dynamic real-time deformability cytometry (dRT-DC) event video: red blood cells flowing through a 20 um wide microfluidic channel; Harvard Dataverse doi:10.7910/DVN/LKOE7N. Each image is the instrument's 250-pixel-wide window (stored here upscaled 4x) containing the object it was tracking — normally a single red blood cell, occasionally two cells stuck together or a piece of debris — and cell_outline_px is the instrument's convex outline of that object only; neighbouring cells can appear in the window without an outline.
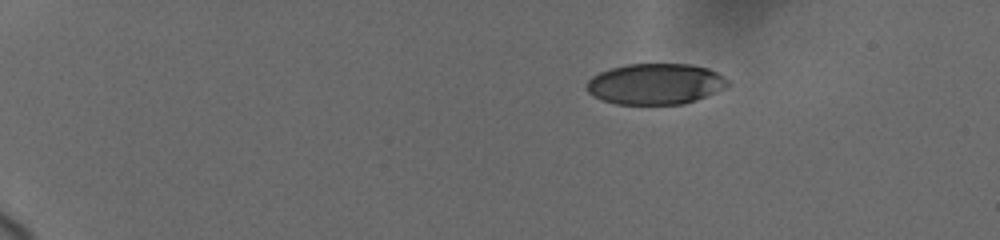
{"species": "human", "species_latin": "Homo sapiens", "temperature_condition": "cold", "stored_images_in_passage": 70, "camera_frame_rate_fps": 3000, "um_per_image_px": 0.085, "donor": {"sex": "female"}, "frame": {"image": 1, "passage_image": 1, "time_ms": 0.0, "image_size_px": [1000, 240], "cell_outline_px": [[728, 84], [724, 88], [684, 104], [616, 104], [592, 96], [584, 88], [588, 80], [592, 76], [600, 72], [612, 68], [628, 64], [688, 64], [708, 68], [716, 72], [728, 80]], "centroid_in_image_um": [55.66, 7.13], "position_along_channel_um": 29.3, "area_um2": 33.41}}
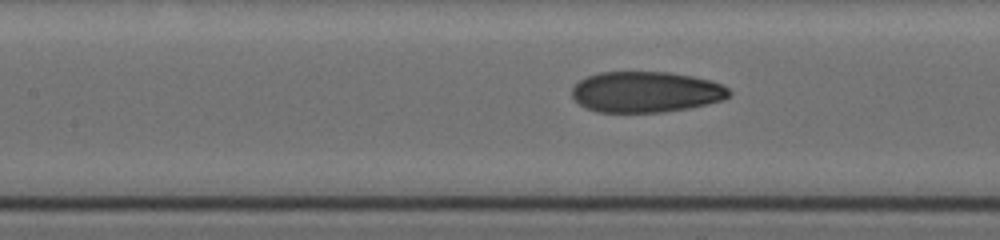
{"frame": {"image": 2, "passage_image": 30, "time_ms": 6.333, "image_size_px": [1000, 240], "cell_outline_px": [[732, 92], [728, 96], [720, 100], [688, 108], [660, 112], [600, 112], [588, 108], [580, 104], [572, 96], [572, 88], [580, 80], [588, 76], [600, 72], [668, 72], [692, 76], [708, 80], [720, 84], [728, 88]], "centroid_in_image_um": [54.88, 7.81], "position_along_channel_um": 152.5, "area_um2": 36.99}}
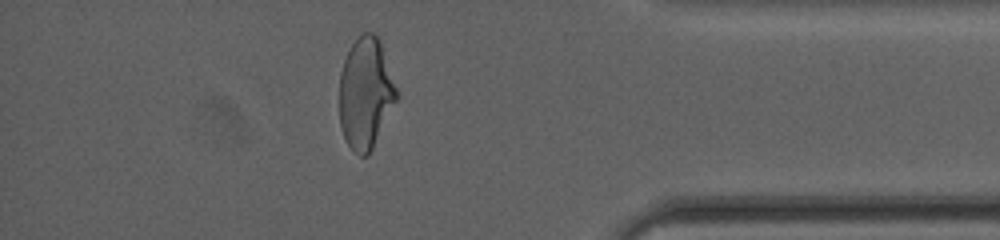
{"frame": {"image": 3, "passage_image": 61, "time_ms": 13.667, "image_size_px": [1000, 240], "cell_outline_px": [[400, 96], [368, 156], [360, 156], [348, 144], [344, 136], [340, 124], [340, 72], [344, 60], [352, 44], [364, 32], [372, 32], [380, 40], [400, 92]], "centroid_in_image_um": [31.12, 7.92], "position_along_channel_um": 404.1, "area_um2": 37.28}, "authors_computed_cell_mechanics": {"area_um2": 37.3677, "velocity_mm_per_s": 3.7065, "shape_relaxation_time_tau1_ms": 5.1745, "shape_relaxation_time_tau2_ms": 1.5384, "deformation_change_tau1": 0.1682, "deformation_change_tau2": 0.0769}}